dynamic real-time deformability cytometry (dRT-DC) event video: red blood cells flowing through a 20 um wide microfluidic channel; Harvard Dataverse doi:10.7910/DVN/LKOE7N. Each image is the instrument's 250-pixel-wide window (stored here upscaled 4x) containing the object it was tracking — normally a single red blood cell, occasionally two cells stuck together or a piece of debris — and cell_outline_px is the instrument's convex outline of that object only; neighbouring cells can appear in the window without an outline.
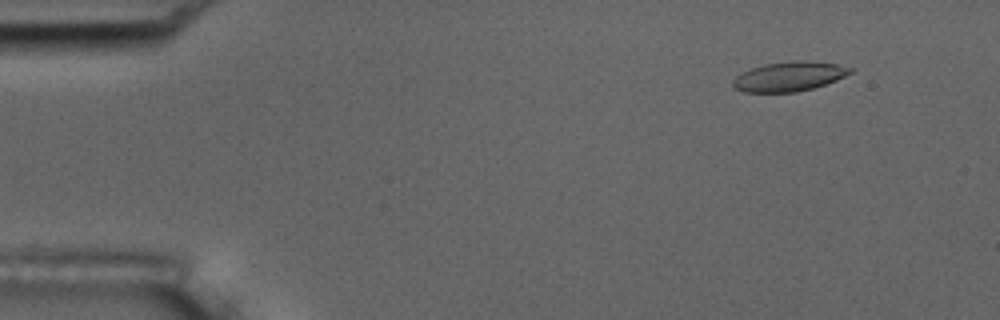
{"species": "common noctule bat (a hibernating species)", "species_latin": "Nyctalus noctula", "temperature_condition": "room temperature", "stored_images_in_passage": 5, "camera_frame_rate_fps": 3000, "um_per_image_px": 0.085, "animal": {"sex": "male", "body_mass_g": 17.5, "forearm_length_mm": 52.3}, "frame": {"image": 1, "passage_image": 2, "time_ms": 0.333, "image_size_px": [1000, 320], "cell_outline_px": [[856, 68], [852, 72], [836, 80], [812, 88], [796, 92], [744, 92], [736, 88], [732, 84], [732, 80], [736, 76], [752, 68], [764, 64], [792, 60], [804, 60], [836, 64]], "centroid_in_image_um": [67.09, 6.49], "position_along_channel_um": 17.9, "area_um2": 20.11}}
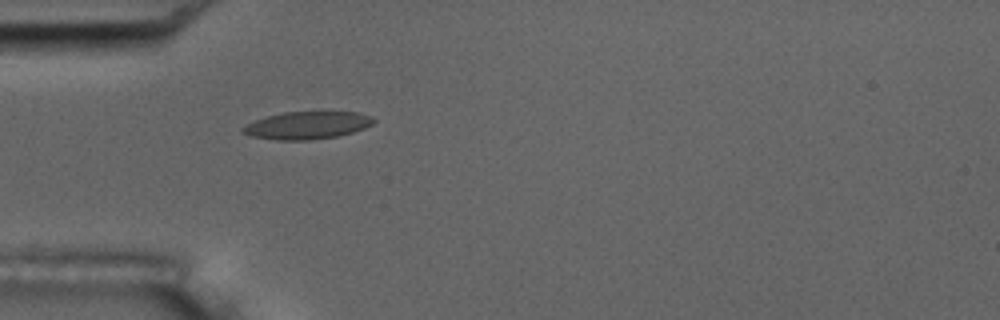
{"frame": {"image": 2, "passage_image": 5, "time_ms": 1.333, "image_size_px": [1000, 320], "cell_outline_px": [[376, 120], [372, 124], [364, 128], [352, 132], [336, 136], [308, 140], [276, 140], [252, 136], [240, 132], [240, 128], [256, 120], [268, 116], [284, 112], [356, 112], [372, 116]], "centroid_in_image_um": [26.1, 10.65], "position_along_channel_um": 58.9, "area_um2": 20.81}}